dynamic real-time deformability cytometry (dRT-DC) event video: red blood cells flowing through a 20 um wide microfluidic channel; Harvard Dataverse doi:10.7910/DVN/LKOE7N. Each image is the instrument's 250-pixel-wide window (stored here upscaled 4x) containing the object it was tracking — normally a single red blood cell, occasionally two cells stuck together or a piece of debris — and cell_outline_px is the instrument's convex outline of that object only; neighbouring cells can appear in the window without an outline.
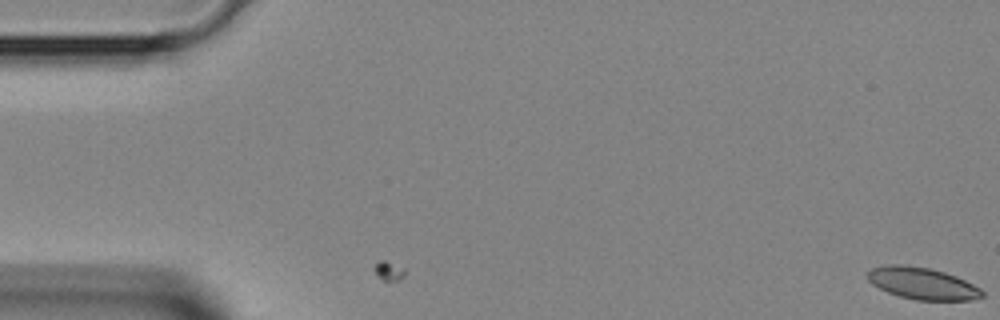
{"species": "Egyptian fruit bat (a non-hibernating species)", "species_latin": "Rousettus aegyptiacus", "temperature_condition": "room temperature", "stored_images_in_passage": 43, "camera_frame_rate_fps": 3000, "um_per_image_px": 0.085, "animal": {"sex": "female"}, "frame": {"image": 1, "passage_image": 1, "time_ms": 0.0, "image_size_px": [1000, 320], "cell_outline_px": [[984, 296], [972, 300], [916, 300], [900, 296], [888, 292], [872, 284], [868, 280], [868, 272], [872, 268], [888, 264], [900, 264], [932, 268], [956, 276], [980, 288], [984, 292]], "centroid_in_image_um": [78.41, 24.08], "position_along_channel_um": 6.6, "area_um2": 21.21}}
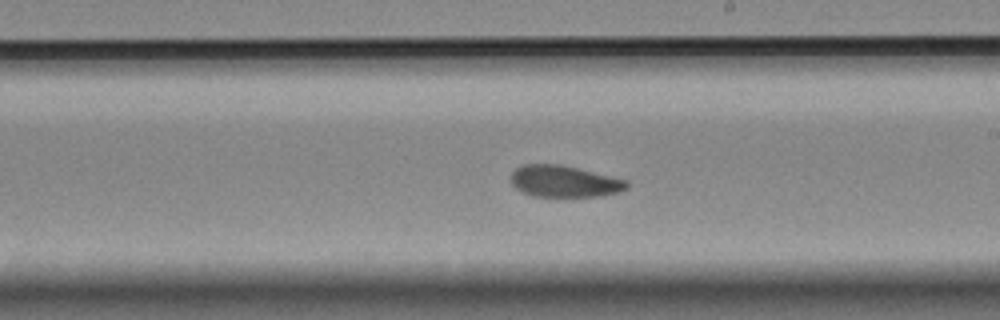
{"frame": {"image": 2, "passage_image": 25, "time_ms": 8.0, "image_size_px": [1000, 320], "cell_outline_px": [[628, 188], [620, 192], [600, 196], [532, 196], [520, 192], [512, 184], [512, 172], [516, 168], [524, 164], [560, 164], [628, 180]], "centroid_in_image_um": [47.97, 15.42], "position_along_channel_um": 241.0, "area_um2": 21.33}}
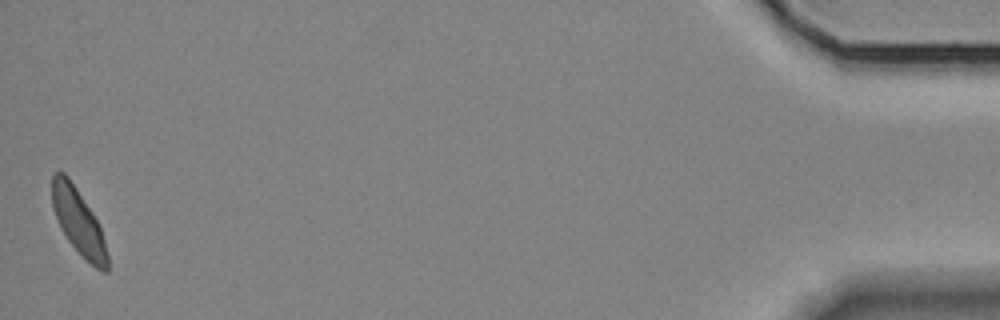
{"frame": {"image": 3, "passage_image": 43, "time_ms": 14.0, "image_size_px": [1000, 320], "cell_outline_px": [[108, 272], [104, 272], [96, 268], [68, 240], [60, 228], [52, 208], [52, 176], [56, 172], [64, 172], [68, 176], [92, 212], [100, 228], [104, 240], [108, 256]], "centroid_in_image_um": [6.65, 18.83], "position_along_channel_um": 428.6, "area_um2": 20.69}}